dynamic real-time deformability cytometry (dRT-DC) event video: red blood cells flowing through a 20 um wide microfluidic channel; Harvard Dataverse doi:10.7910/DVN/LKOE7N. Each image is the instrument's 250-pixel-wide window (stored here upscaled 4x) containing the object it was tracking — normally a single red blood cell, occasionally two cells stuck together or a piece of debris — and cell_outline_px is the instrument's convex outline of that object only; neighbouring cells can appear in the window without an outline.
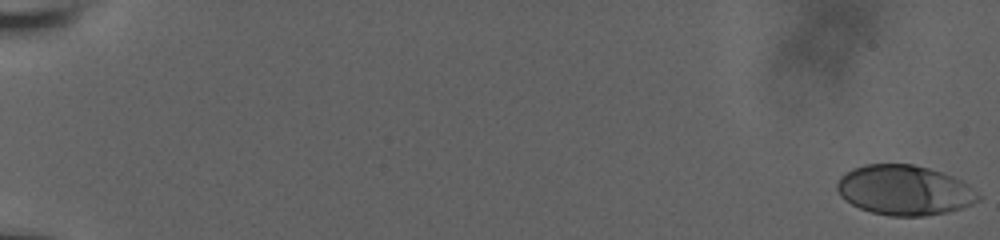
{"species": "human", "species_latin": "Homo sapiens", "temperature_condition": "room temperature", "stored_images_in_passage": 58, "camera_frame_rate_fps": 3000, "um_per_image_px": 0.085, "donor": {"sex": "male"}, "frame": {"image": 1, "passage_image": 1, "time_ms": 0.0, "image_size_px": [1000, 240], "cell_outline_px": [[980, 200], [972, 204], [948, 212], [924, 216], [892, 216], [872, 212], [860, 208], [844, 200], [840, 196], [836, 188], [836, 184], [840, 176], [844, 172], [852, 168], [864, 164], [912, 164], [928, 168], [952, 176], [968, 184], [980, 196]], "centroid_in_image_um": [76.84, 16.16], "position_along_channel_um": 8.2, "area_um2": 41.15}}
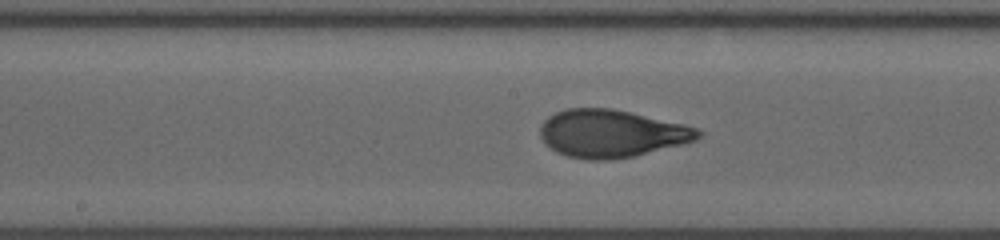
{"frame": {"image": 2, "passage_image": 33, "time_ms": 10.667, "image_size_px": [1000, 240], "cell_outline_px": [[704, 132], [696, 140], [684, 144], [636, 156], [612, 160], [588, 160], [568, 156], [556, 152], [544, 144], [540, 136], [540, 128], [544, 120], [548, 116], [556, 112], [568, 108], [612, 108], [684, 124], [696, 128]], "centroid_in_image_um": [51.97, 11.36], "position_along_channel_um": 196.2, "area_um2": 44.16}}
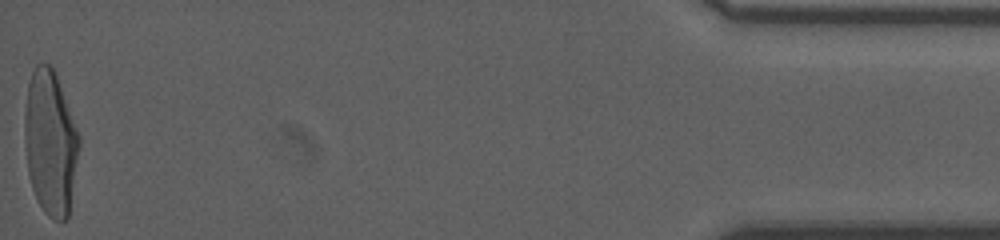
{"frame": {"image": 3, "passage_image": 58, "time_ms": 19.0, "image_size_px": [1000, 240], "cell_outline_px": [[80, 144], [68, 216], [64, 220], [52, 220], [44, 212], [32, 188], [28, 172], [24, 140], [24, 112], [28, 84], [32, 72], [36, 64], [48, 64], [52, 68], [56, 76], [80, 136]], "centroid_in_image_um": [4.27, 12.14], "position_along_channel_um": 430.9, "area_um2": 45.55}, "authors_computed_cell_mechanics": {"area_um2": 42.8009, "velocity_mm_per_s": 3.8403, "shape_relaxation_time_tau1_ms": 4.3837, "shape_relaxation_time_tau2_ms": null, "deformation_change_tau1": 0.2133, "deformation_change_tau2": null}}